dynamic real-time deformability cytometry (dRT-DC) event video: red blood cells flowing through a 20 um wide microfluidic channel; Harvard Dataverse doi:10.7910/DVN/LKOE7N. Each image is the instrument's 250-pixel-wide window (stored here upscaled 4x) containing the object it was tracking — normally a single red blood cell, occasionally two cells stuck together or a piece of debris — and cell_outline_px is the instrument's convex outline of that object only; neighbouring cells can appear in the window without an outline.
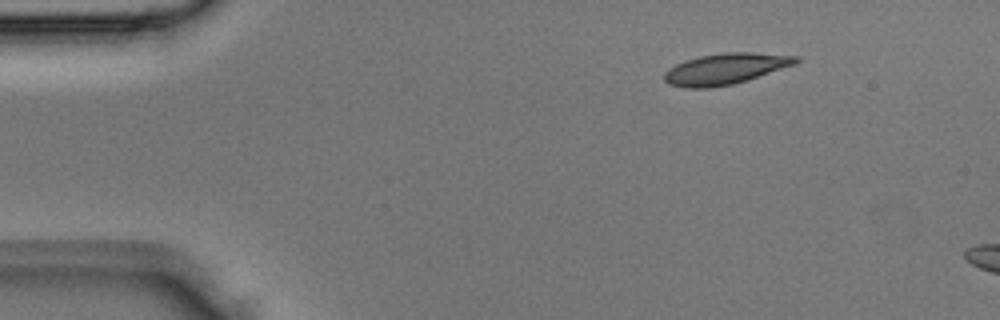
{"species": "Egyptian fruit bat (a non-hibernating species)", "species_latin": "Rousettus aegyptiacus", "temperature_condition": "room temperature", "stored_images_in_passage": 3, "camera_frame_rate_fps": 3000, "um_per_image_px": 0.085, "animal": {"sex": "male"}, "frame": {"image": 1, "passage_image": 1, "time_ms": 0.0, "image_size_px": [1000, 320], "cell_outline_px": [[800, 60], [796, 64], [748, 80], [732, 84], [708, 88], [684, 88], [668, 84], [664, 80], [664, 72], [668, 68], [684, 60], [700, 56], [724, 52], [752, 52], [800, 56]], "centroid_in_image_um": [61.66, 5.85], "position_along_channel_um": 23.3, "area_um2": 23.99}}